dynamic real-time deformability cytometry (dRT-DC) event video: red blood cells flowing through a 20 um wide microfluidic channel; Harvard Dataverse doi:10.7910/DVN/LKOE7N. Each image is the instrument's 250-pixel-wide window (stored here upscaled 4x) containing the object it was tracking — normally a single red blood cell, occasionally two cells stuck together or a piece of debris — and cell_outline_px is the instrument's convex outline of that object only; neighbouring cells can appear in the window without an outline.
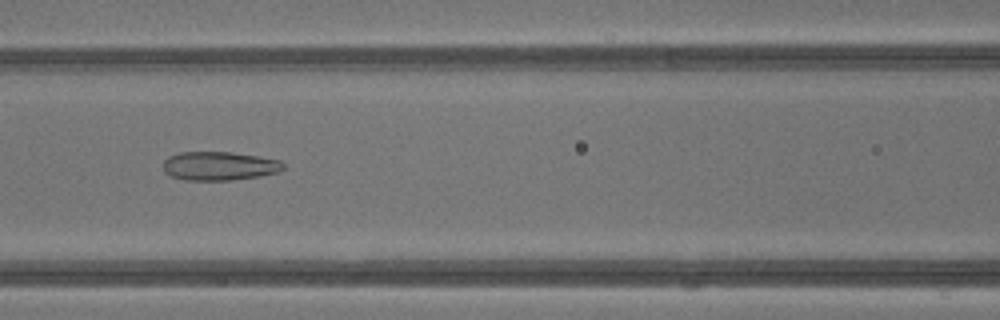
{"species": "common noctule bat (a hibernating species)", "species_latin": "Nyctalus noctula", "temperature_condition": "warm", "stored_images_in_passage": 43, "camera_frame_rate_fps": 3000, "um_per_image_px": 0.085, "animal": {"sex": "male", "body_mass_g": 13.3}, "frame": {"image": 1, "passage_image": 19, "time_ms": 6.0, "image_size_px": [1000, 320], "cell_outline_px": [[284, 168], [280, 172], [260, 176], [232, 180], [184, 180], [172, 176], [164, 172], [164, 160], [168, 156], [180, 152], [232, 152], [260, 156], [280, 160], [284, 164]], "centroid_in_image_um": [18.66, 14.1], "position_along_channel_um": 147.9, "area_um2": 20.29}}
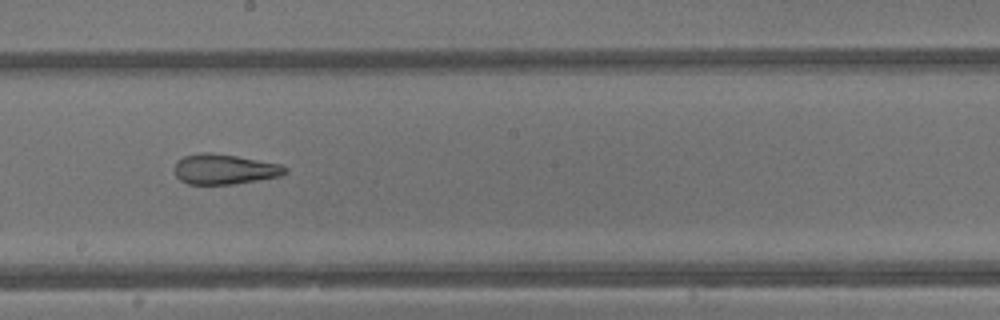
{"frame": {"image": 2, "passage_image": 24, "time_ms": 7.667, "image_size_px": [1000, 320], "cell_outline_px": [[288, 172], [280, 176], [232, 184], [188, 184], [180, 180], [176, 176], [176, 164], [184, 156], [200, 152], [208, 152], [236, 156], [280, 164], [288, 168]], "centroid_in_image_um": [19.1, 14.38], "position_along_channel_um": 229.1, "area_um2": 19.19}}
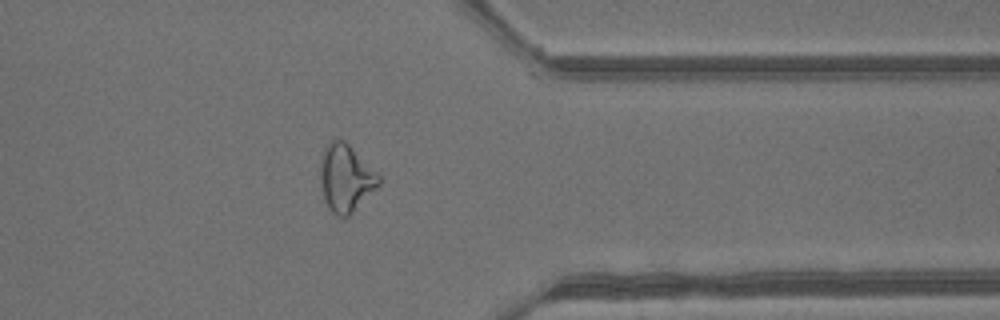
{"frame": {"image": 3, "passage_image": 34, "time_ms": 11.0, "image_size_px": [1000, 320], "cell_outline_px": [[380, 184], [344, 220], [336, 216], [328, 208], [324, 200], [320, 188], [320, 160], [324, 148], [332, 140], [344, 140], [380, 176]], "centroid_in_image_um": [29.34, 15.17], "position_along_channel_um": 382.1, "area_um2": 22.89}}